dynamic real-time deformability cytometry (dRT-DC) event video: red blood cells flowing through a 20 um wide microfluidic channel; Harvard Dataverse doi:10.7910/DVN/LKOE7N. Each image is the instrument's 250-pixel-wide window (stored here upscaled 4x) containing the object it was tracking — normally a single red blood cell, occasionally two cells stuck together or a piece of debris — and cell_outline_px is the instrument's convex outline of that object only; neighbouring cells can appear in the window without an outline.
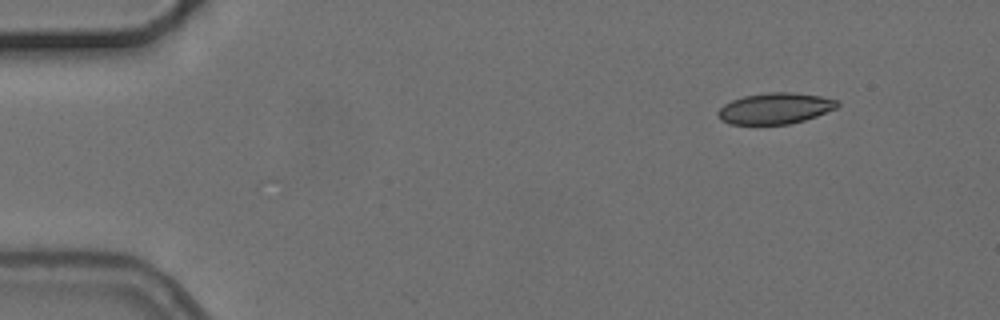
{"species": "common noctule bat (a hibernating species)", "species_latin": "Nyctalus noctula", "temperature_condition": "cold", "stored_images_in_passage": 5, "camera_frame_rate_fps": 3000, "um_per_image_px": 0.085, "animal": {"sex": "female", "body_mass_g": 24.6, "forearm_length_mm": 56.2}, "frame": {"image": 1, "passage_image": 1, "time_ms": 0.0, "image_size_px": [1000, 320], "cell_outline_px": [[840, 104], [836, 108], [816, 116], [804, 120], [788, 124], [728, 124], [720, 120], [716, 112], [724, 104], [732, 100], [744, 96], [768, 92], [792, 92], [820, 96], [836, 100]], "centroid_in_image_um": [65.85, 9.21], "position_along_channel_um": 19.1, "area_um2": 21.56}}
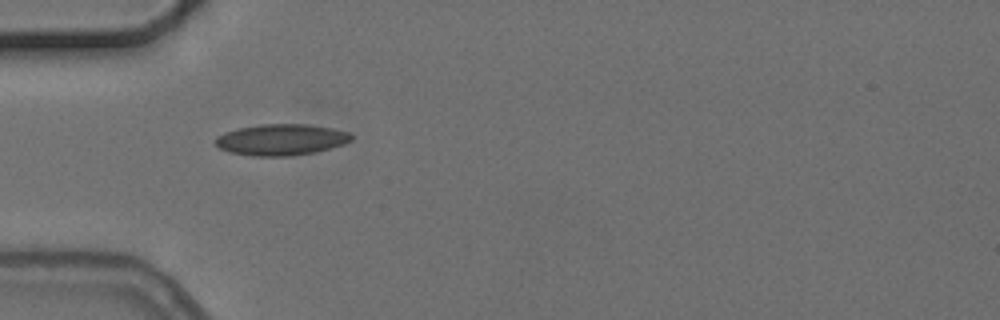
{"frame": {"image": 2, "passage_image": 4, "time_ms": 3.667, "image_size_px": [1000, 320], "cell_outline_px": [[352, 140], [344, 144], [316, 152], [292, 156], [252, 156], [228, 152], [220, 148], [212, 140], [216, 136], [224, 132], [240, 128], [260, 124], [308, 124], [332, 128], [348, 132], [352, 136]], "centroid_in_image_um": [23.88, 11.88], "position_along_channel_um": 61.1, "area_um2": 24.91}}
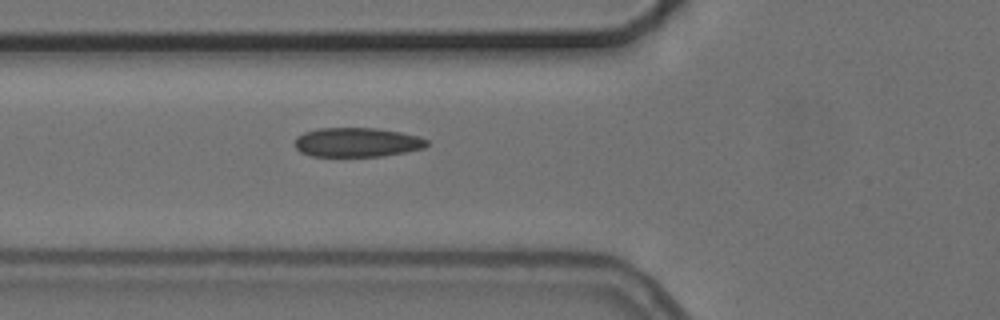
{"frame": {"image": 3, "passage_image": 5, "time_ms": 4.667, "image_size_px": [1000, 320], "cell_outline_px": [[428, 144], [424, 148], [384, 156], [312, 156], [300, 152], [296, 148], [296, 136], [304, 132], [316, 128], [376, 128], [400, 132], [420, 136], [428, 140]], "centroid_in_image_um": [30.35, 12.09], "position_along_channel_um": 95.4, "area_um2": 22.6}}